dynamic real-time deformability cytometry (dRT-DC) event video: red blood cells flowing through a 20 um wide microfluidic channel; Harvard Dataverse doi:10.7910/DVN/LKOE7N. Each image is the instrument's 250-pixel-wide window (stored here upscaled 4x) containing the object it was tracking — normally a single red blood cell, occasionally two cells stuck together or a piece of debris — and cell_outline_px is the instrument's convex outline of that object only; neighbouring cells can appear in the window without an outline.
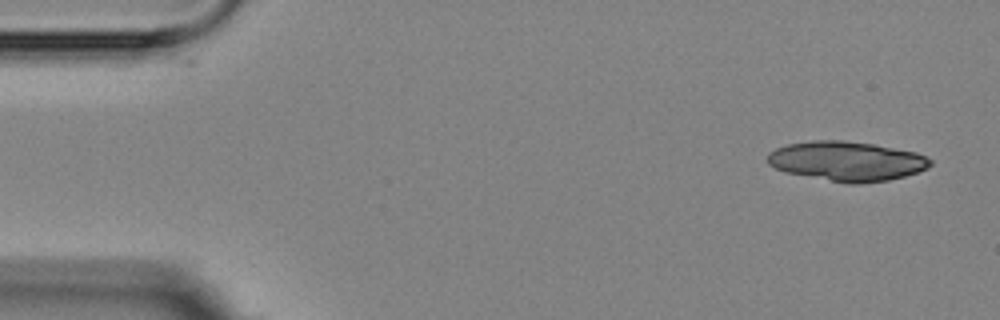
{"species": "Egyptian fruit bat (a non-hibernating species)", "species_latin": "Rousettus aegyptiacus", "temperature_condition": "room temperature", "stored_images_in_passage": 5, "camera_frame_rate_fps": 3000, "um_per_image_px": 0.085, "animal": {"sex": "female"}, "frame": {"image": 1, "passage_image": 1, "time_ms": 0.0, "image_size_px": [1000, 320], "cell_outline_px": [[932, 164], [928, 168], [904, 176], [888, 180], [860, 184], [844, 184], [784, 172], [768, 164], [768, 152], [776, 148], [788, 144], [812, 140], [844, 140], [876, 144], [916, 152], [932, 160]], "centroid_in_image_um": [71.96, 13.7], "position_along_channel_um": 13.0, "area_um2": 37.92}}